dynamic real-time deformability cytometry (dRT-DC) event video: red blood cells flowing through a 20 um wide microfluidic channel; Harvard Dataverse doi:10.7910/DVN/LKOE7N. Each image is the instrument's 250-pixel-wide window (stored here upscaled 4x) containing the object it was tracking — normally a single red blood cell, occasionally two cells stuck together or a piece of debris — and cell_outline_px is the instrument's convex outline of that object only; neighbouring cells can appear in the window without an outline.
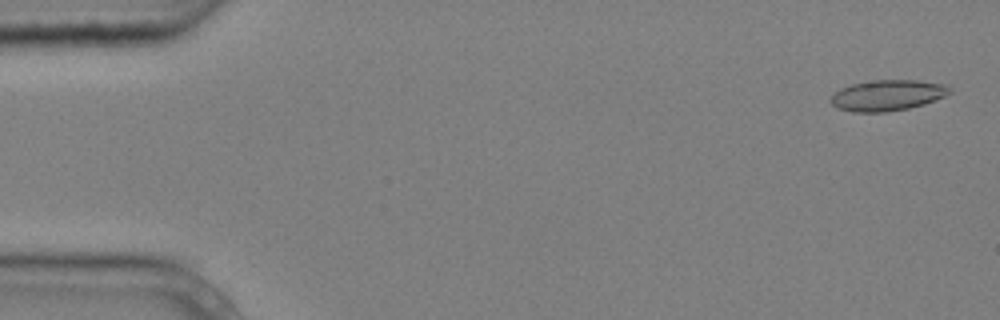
{"species": "common noctule bat (a hibernating species)", "species_latin": "Nyctalus noctula", "temperature_condition": "cold", "stored_images_in_passage": 5, "camera_frame_rate_fps": 3000, "um_per_image_px": 0.085, "animal": {"sex": "male", "body_mass_g": 20.4}, "frame": {"image": 1, "passage_image": 1, "time_ms": 0.0, "image_size_px": [1000, 320], "cell_outline_px": [[952, 92], [944, 96], [924, 104], [908, 108], [884, 112], [852, 112], [836, 108], [832, 104], [832, 96], [840, 88], [852, 84], [876, 80], [916, 80], [948, 84], [952, 88]], "centroid_in_image_um": [75.47, 8.1], "position_along_channel_um": 9.5, "area_um2": 21.33}}
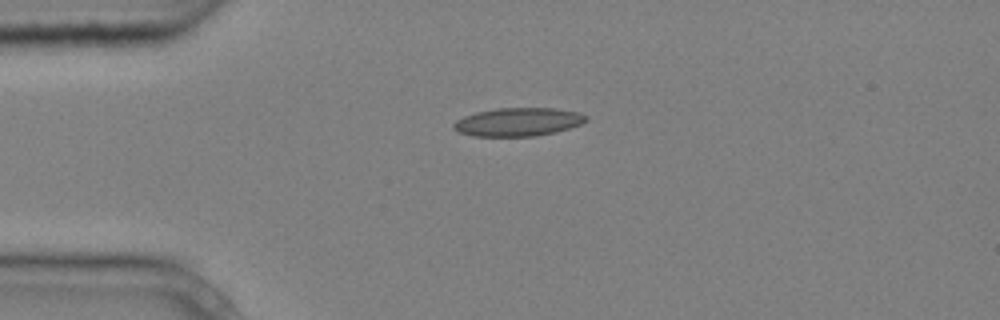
{"frame": {"image": 2, "passage_image": 4, "time_ms": 1.0, "image_size_px": [1000, 320], "cell_outline_px": [[588, 120], [580, 124], [556, 132], [536, 136], [472, 136], [460, 132], [452, 128], [452, 124], [456, 120], [464, 116], [476, 112], [496, 108], [556, 108], [580, 112], [588, 116]], "centroid_in_image_um": [44.05, 10.36], "position_along_channel_um": 41.0, "area_um2": 22.02}}